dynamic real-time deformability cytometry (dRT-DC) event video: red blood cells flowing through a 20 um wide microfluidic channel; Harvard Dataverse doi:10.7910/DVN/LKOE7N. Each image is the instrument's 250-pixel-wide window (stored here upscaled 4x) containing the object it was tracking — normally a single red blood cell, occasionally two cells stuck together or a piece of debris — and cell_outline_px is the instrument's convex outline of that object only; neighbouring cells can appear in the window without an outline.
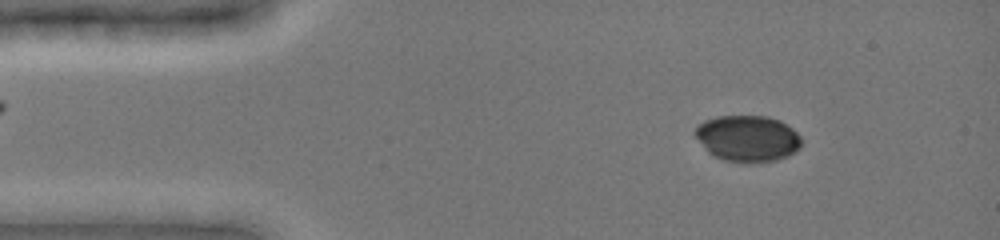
{"species": "common noctule bat (a hibernating species)", "species_latin": "Nyctalus noctula", "temperature_condition": "cold", "stored_images_in_passage": 48, "camera_frame_rate_fps": 3000, "um_per_image_px": 0.085, "animal": {"sex": "female", "body_mass_g": 19.0, "forearm_length_mm": 51.5}, "frame": {"image": 1, "passage_image": 6, "time_ms": 1.667, "image_size_px": [1000, 240], "cell_outline_px": [[800, 148], [788, 156], [776, 160], [752, 164], [744, 164], [724, 160], [712, 156], [704, 148], [692, 132], [704, 120], [716, 116], [768, 116], [780, 120], [792, 128], [800, 136]], "centroid_in_image_um": [63.52, 11.79], "position_along_channel_um": 21.5, "area_um2": 29.13}}
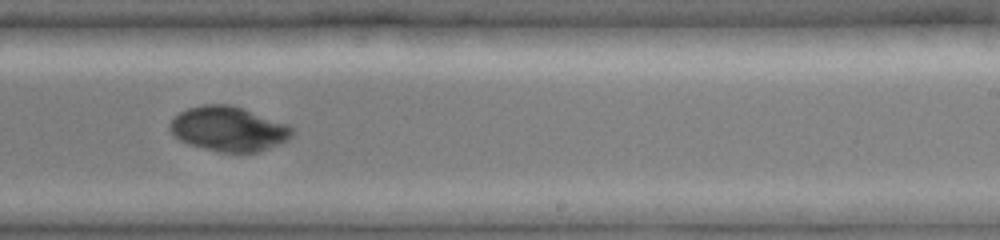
{"frame": {"image": 2, "passage_image": 30, "time_ms": 9.667, "image_size_px": [1000, 240], "cell_outline_px": [[296, 132], [288, 140], [280, 144], [256, 152], [220, 152], [188, 144], [180, 140], [168, 128], [168, 124], [180, 112], [188, 108], [204, 104], [228, 104], [288, 124]], "centroid_in_image_um": [19.44, 10.96], "position_along_channel_um": 269.6, "area_um2": 31.62}}
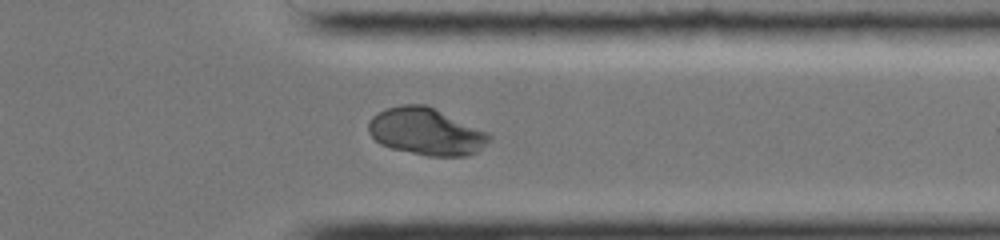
{"frame": {"image": 3, "passage_image": 38, "time_ms": 12.333, "image_size_px": [1000, 240], "cell_outline_px": [[492, 140], [476, 152], [468, 156], [428, 156], [392, 148], [380, 144], [368, 132], [368, 124], [372, 116], [388, 108], [400, 104], [424, 104], [488, 132], [492, 136]], "centroid_in_image_um": [36.23, 11.19], "position_along_channel_um": 375.2, "area_um2": 32.95}}